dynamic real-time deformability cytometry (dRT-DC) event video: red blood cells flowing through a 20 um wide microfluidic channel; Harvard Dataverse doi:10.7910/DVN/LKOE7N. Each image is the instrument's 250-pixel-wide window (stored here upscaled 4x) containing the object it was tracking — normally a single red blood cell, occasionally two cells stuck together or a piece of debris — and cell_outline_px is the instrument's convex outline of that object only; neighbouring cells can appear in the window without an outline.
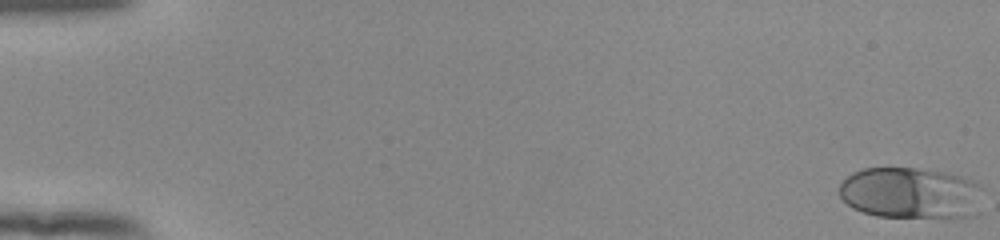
{"species": "human", "species_latin": "Homo sapiens", "temperature_condition": "room temperature", "stored_images_in_passage": 54, "camera_frame_rate_fps": 3000, "um_per_image_px": 0.085, "donor": {"sex": "female"}, "frame": {"image": 1, "passage_image": 1, "time_ms": 0.0, "image_size_px": [1000, 240], "cell_outline_px": [[980, 212], [976, 216], [876, 216], [852, 208], [840, 196], [840, 184], [852, 172], [864, 168], [912, 168], [948, 172], [968, 180], [976, 184], [980, 188]], "centroid_in_image_um": [77.39, 16.4], "position_along_channel_um": 7.6, "area_um2": 42.54}}
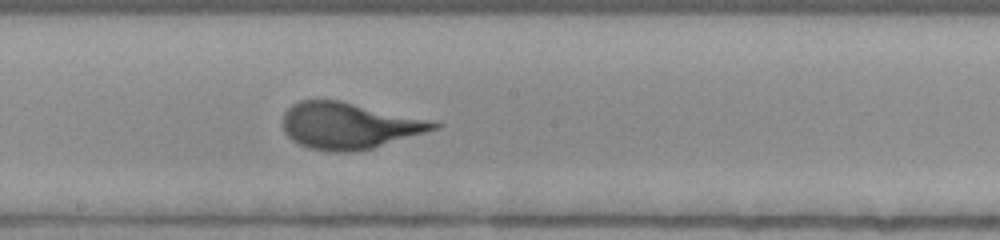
{"frame": {"image": 2, "passage_image": 31, "time_ms": 10.0, "image_size_px": [1000, 240], "cell_outline_px": [[444, 124], [440, 128], [372, 148], [348, 152], [328, 152], [308, 148], [292, 140], [284, 132], [284, 112], [292, 104], [300, 100], [340, 100], [428, 120]], "centroid_in_image_um": [29.64, 10.69], "position_along_channel_um": 218.6, "area_um2": 40.52}}
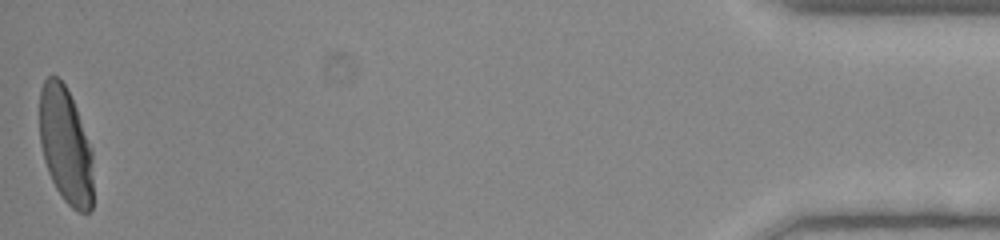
{"frame": {"image": 3, "passage_image": 54, "time_ms": 17.667, "image_size_px": [1000, 240], "cell_outline_px": [[92, 208], [88, 212], [80, 212], [72, 208], [64, 200], [56, 188], [48, 172], [44, 160], [40, 144], [40, 88], [44, 80], [48, 76], [56, 76], [64, 84], [76, 108], [92, 148]], "centroid_in_image_um": [5.57, 12.37], "position_along_channel_um": 429.6, "area_um2": 36.24}}